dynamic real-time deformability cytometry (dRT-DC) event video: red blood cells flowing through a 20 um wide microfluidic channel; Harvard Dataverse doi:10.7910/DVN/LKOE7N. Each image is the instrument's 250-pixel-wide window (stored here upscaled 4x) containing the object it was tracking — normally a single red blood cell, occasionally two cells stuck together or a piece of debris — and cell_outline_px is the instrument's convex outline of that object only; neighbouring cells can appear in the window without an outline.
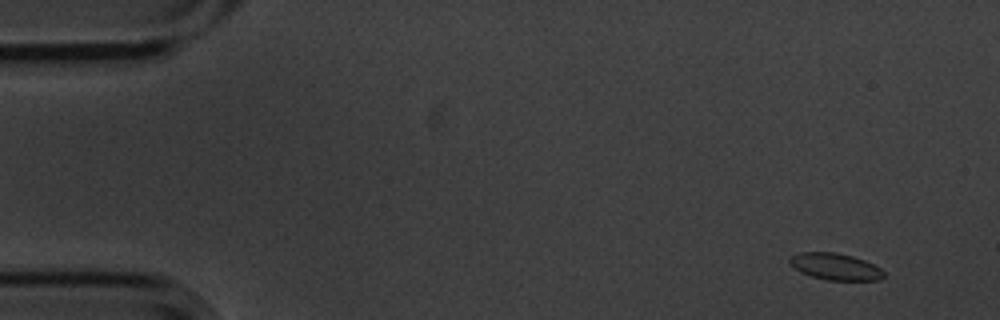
{"species": "common noctule bat (a hibernating species)", "species_latin": "Nyctalus noctula", "temperature_condition": "cold", "stored_images_in_passage": 4, "camera_frame_rate_fps": 3000, "um_per_image_px": 0.085, "animal": {"sex": "male", "body_mass_g": 20.1, "forearm_length_mm": 53.5}, "frame": {"image": 1, "passage_image": 1, "time_ms": 0.0, "image_size_px": [1000, 320], "cell_outline_px": [[884, 276], [880, 280], [828, 280], [812, 276], [800, 272], [788, 260], [792, 256], [800, 252], [836, 252], [852, 256], [864, 260], [880, 268], [884, 272]], "centroid_in_image_um": [71.02, 22.66], "position_along_channel_um": 14.0, "area_um2": 14.45}}